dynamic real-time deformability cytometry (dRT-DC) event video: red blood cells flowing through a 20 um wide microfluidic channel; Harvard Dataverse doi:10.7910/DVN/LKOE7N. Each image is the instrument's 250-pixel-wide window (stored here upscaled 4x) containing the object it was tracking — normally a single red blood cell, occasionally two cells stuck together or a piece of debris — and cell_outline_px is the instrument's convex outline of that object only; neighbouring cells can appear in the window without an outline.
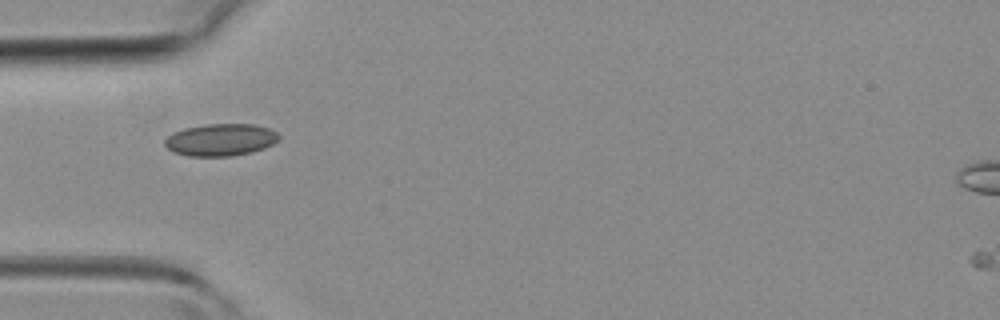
{"species": "common noctule bat (a hibernating species)", "species_latin": "Nyctalus noctula", "temperature_condition": "room temperature", "stored_images_in_passage": 4, "camera_frame_rate_fps": 3000, "um_per_image_px": 0.085, "animal": {"sex": "female", "body_mass_g": 19.3, "forearm_length_mm": 54.1}, "frame": {"image": 1, "passage_image": 4, "time_ms": 3.333, "image_size_px": [1000, 320], "cell_outline_px": [[280, 140], [264, 148], [252, 152], [232, 156], [188, 156], [172, 152], [164, 144], [164, 140], [168, 136], [184, 128], [204, 124], [256, 124], [268, 128], [276, 132], [280, 136]], "centroid_in_image_um": [18.77, 11.88], "position_along_channel_um": 66.2, "area_um2": 21.5}}